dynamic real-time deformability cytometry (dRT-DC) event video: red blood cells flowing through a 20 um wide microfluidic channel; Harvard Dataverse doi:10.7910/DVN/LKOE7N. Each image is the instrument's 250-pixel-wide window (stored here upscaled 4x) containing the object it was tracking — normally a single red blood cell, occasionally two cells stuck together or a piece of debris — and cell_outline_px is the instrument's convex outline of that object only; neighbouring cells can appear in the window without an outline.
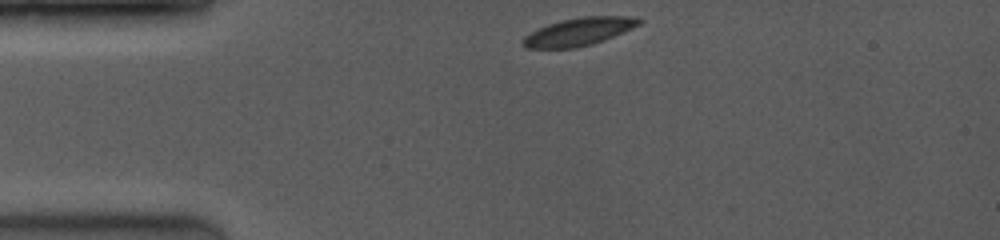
{"species": "common noctule bat (a hibernating species)", "species_latin": "Nyctalus noctula", "temperature_condition": "room temperature", "stored_images_in_passage": 4, "camera_frame_rate_fps": 4000, "um_per_image_px": 0.085, "animal": {"sex": "female", "body_mass_g": 19.0, "forearm_length_mm": 53.3}, "frame": {"image": 1, "passage_image": 1, "time_ms": 0.0, "image_size_px": [1000, 240], "cell_outline_px": [[644, 20], [640, 24], [632, 28], [592, 44], [576, 48], [524, 48], [520, 44], [520, 40], [524, 36], [548, 24], [560, 20], [580, 16], [636, 16]], "centroid_in_image_um": [49.18, 2.68], "position_along_channel_um": 35.8, "area_um2": 18.9}}
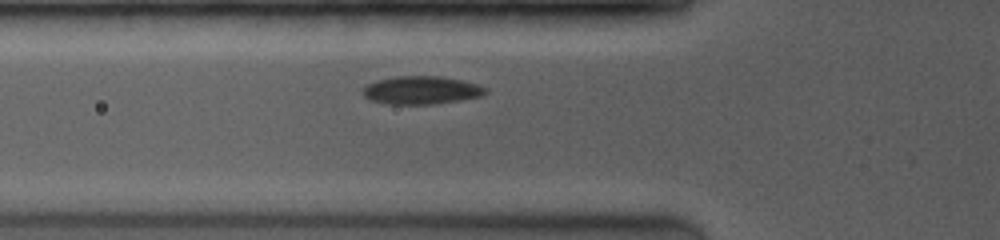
{"frame": {"image": 2, "passage_image": 4, "time_ms": 0.75, "image_size_px": [1000, 240], "cell_outline_px": [[488, 92], [484, 96], [436, 104], [384, 104], [372, 100], [364, 96], [364, 88], [368, 84], [380, 80], [400, 76], [440, 76], [460, 80], [476, 84], [484, 88]], "centroid_in_image_um": [35.85, 7.68], "position_along_channel_um": 89.9, "area_um2": 19.83}}